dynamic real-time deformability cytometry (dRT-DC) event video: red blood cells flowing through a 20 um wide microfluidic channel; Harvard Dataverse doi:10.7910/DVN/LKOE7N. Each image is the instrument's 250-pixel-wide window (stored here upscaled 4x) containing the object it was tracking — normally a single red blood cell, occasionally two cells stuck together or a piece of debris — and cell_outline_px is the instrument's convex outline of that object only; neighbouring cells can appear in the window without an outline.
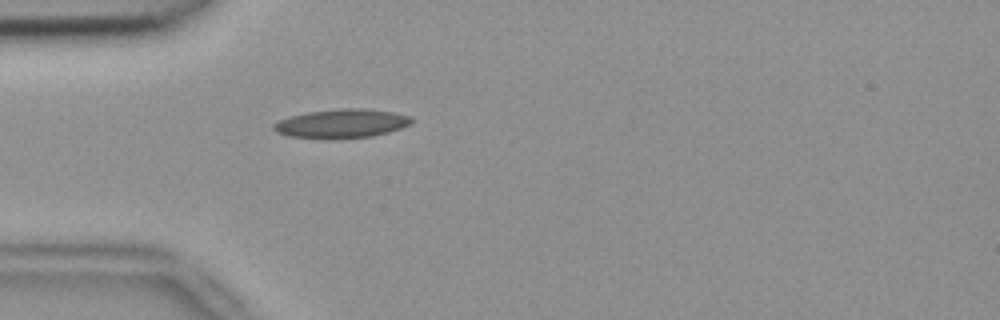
{"species": "common noctule bat (a hibernating species)", "species_latin": "Nyctalus noctula", "temperature_condition": "room temperature", "stored_images_in_passage": 32, "camera_frame_rate_fps": 3000, "um_per_image_px": 0.085, "animal": {"sex": "female", "body_mass_g": 18.4}, "frame": {"image": 1, "passage_image": 1, "time_ms": 0.0, "image_size_px": [1000, 320], "cell_outline_px": [[412, 124], [388, 132], [372, 136], [288, 136], [276, 132], [272, 128], [272, 124], [288, 116], [308, 112], [344, 108], [364, 108], [392, 112], [408, 116], [412, 120]], "centroid_in_image_um": [29.03, 10.45], "position_along_channel_um": 56.0, "area_um2": 22.2}}
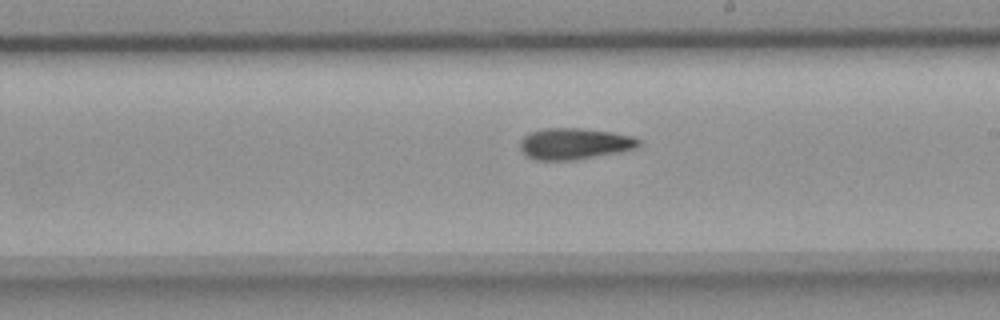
{"frame": {"image": 2, "passage_image": 16, "time_ms": 5.0, "image_size_px": [1000, 320], "cell_outline_px": [[640, 144], [636, 148], [620, 152], [576, 160], [536, 160], [528, 156], [520, 148], [520, 140], [528, 132], [544, 128], [580, 128], [612, 132], [632, 136], [640, 140]], "centroid_in_image_um": [48.82, 12.21], "position_along_channel_um": 240.2, "area_um2": 21.73}}
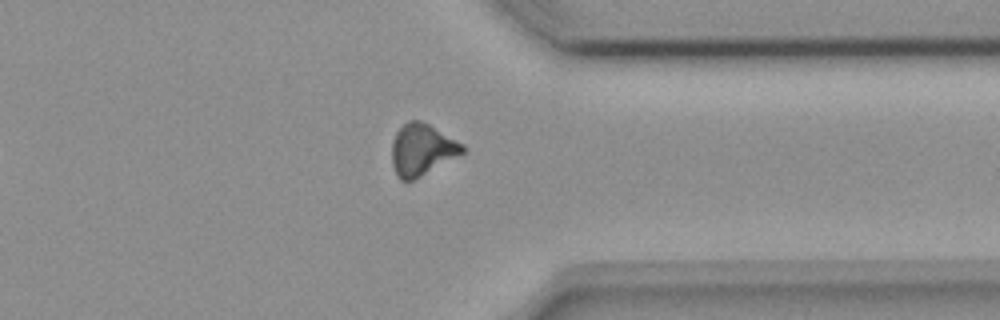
{"frame": {"image": 3, "passage_image": 27, "time_ms": 8.667, "image_size_px": [1000, 320], "cell_outline_px": [[468, 148], [464, 152], [420, 176], [412, 180], [400, 180], [396, 176], [392, 164], [392, 144], [396, 132], [408, 120], [420, 120], [428, 124], [464, 144]], "centroid_in_image_um": [35.85, 12.71], "position_along_channel_um": 375.5, "area_um2": 20.98}, "authors_computed_cell_mechanics": {"area_um2": 21.2415, "velocity_mm_per_s": 3.8047, "shape_relaxation_time_tau1_ms": null, "shape_relaxation_time_tau2_ms": 7.7701, "deformation_change_tau1": null, "deformation_change_tau2": 0.1685}}